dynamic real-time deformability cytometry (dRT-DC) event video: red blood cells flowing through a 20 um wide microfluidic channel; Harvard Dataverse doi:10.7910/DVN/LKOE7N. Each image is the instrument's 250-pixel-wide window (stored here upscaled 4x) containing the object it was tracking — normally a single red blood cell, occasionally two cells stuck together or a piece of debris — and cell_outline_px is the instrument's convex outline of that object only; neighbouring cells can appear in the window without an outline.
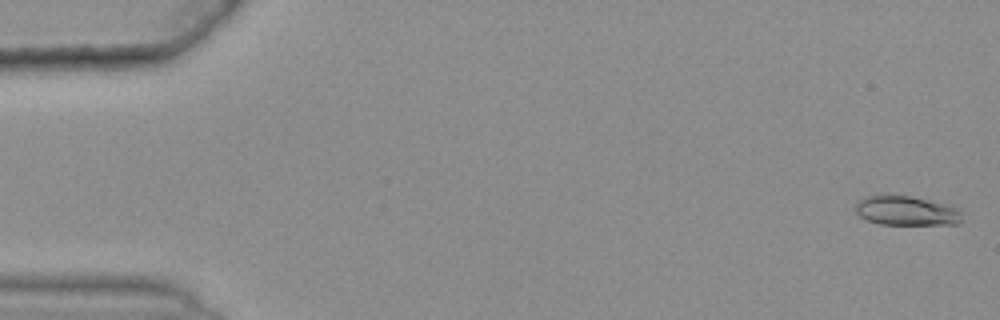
{"species": "common noctule bat (a hibernating species)", "species_latin": "Nyctalus noctula", "temperature_condition": "warm", "stored_images_in_passage": 34, "camera_frame_rate_fps": 3000, "um_per_image_px": 0.085, "animal": {"sex": "female", "body_mass_g": 25.1}, "frame": {"image": 1, "passage_image": 2, "time_ms": 0.333, "image_size_px": [1000, 320], "cell_outline_px": [[964, 212], [960, 220], [956, 224], [880, 224], [868, 220], [860, 216], [856, 212], [856, 200], [864, 196], [880, 192], [888, 192], [912, 196], [948, 204], [960, 208]], "centroid_in_image_um": [77.01, 17.85], "position_along_channel_um": 8.0, "area_um2": 19.13}}
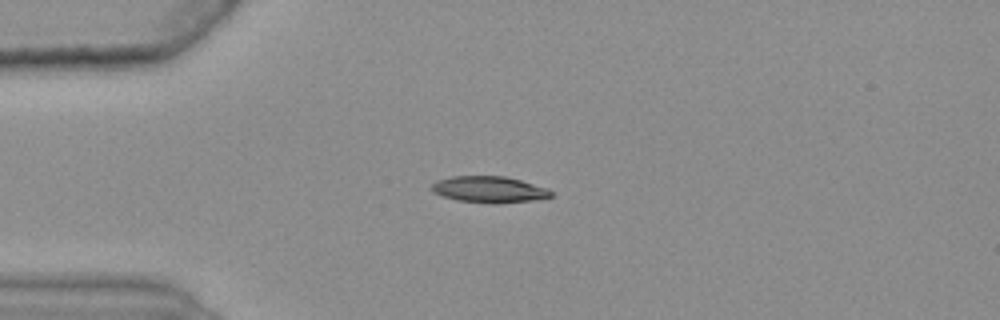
{"frame": {"image": 2, "passage_image": 15, "time_ms": 4.667, "image_size_px": [1000, 320], "cell_outline_px": [[552, 196], [532, 200], [496, 204], [492, 204], [456, 200], [432, 192], [428, 188], [436, 180], [452, 176], [504, 176], [520, 180], [548, 188], [552, 192]], "centroid_in_image_um": [41.53, 16.1], "position_along_channel_um": 43.5, "area_um2": 18.44}}
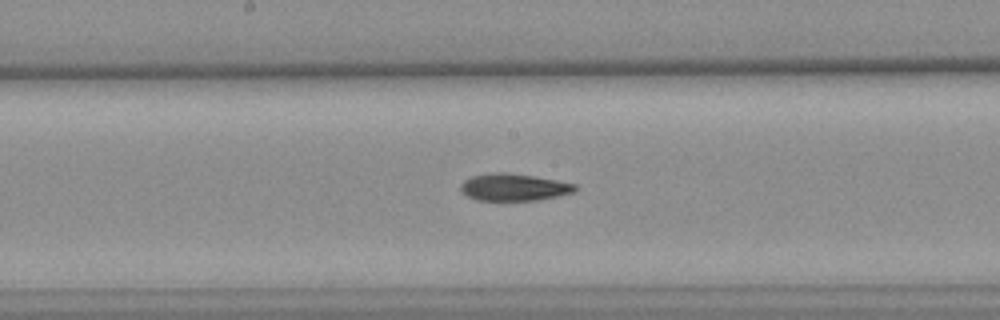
{"frame": {"image": 3, "passage_image": 30, "time_ms": 9.667, "image_size_px": [1000, 320], "cell_outline_px": [[576, 192], [560, 196], [540, 200], [476, 200], [460, 192], [460, 184], [464, 180], [472, 176], [492, 172], [504, 172], [532, 176], [556, 180], [576, 184]], "centroid_in_image_um": [43.67, 15.92], "position_along_channel_um": 204.5, "area_um2": 18.21}}